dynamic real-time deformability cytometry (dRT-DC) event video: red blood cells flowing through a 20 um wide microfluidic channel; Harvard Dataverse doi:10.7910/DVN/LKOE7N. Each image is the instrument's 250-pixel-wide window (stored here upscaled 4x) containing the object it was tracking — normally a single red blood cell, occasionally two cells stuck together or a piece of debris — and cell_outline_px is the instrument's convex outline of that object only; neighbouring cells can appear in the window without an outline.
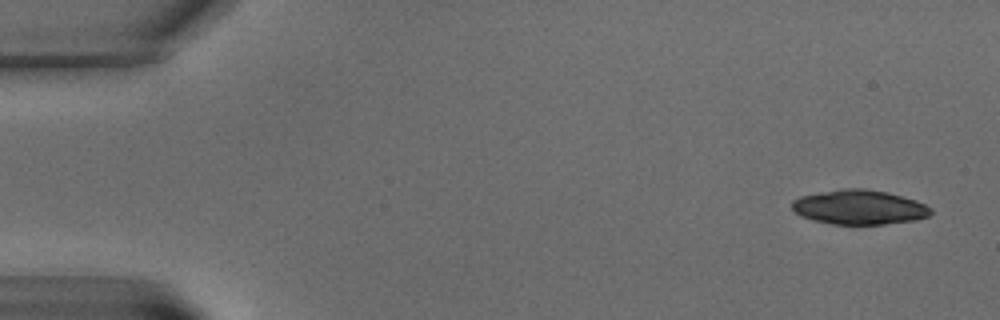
{"species": "common noctule bat (a hibernating species)", "species_latin": "Nyctalus noctula", "temperature_condition": "warm", "stored_images_in_passage": 7, "camera_frame_rate_fps": 3000, "um_per_image_px": 0.085, "animal": {"sex": "male", "body_mass_g": 15.6}, "frame": {"image": 1, "passage_image": 1, "time_ms": 0.0, "image_size_px": [1000, 320], "cell_outline_px": [[932, 212], [928, 216], [916, 220], [884, 224], [832, 224], [812, 220], [800, 216], [792, 208], [792, 200], [800, 196], [840, 188], [864, 188], [888, 192], [916, 200], [932, 208]], "centroid_in_image_um": [73.03, 17.6], "position_along_channel_um": 12.0, "area_um2": 28.09}}
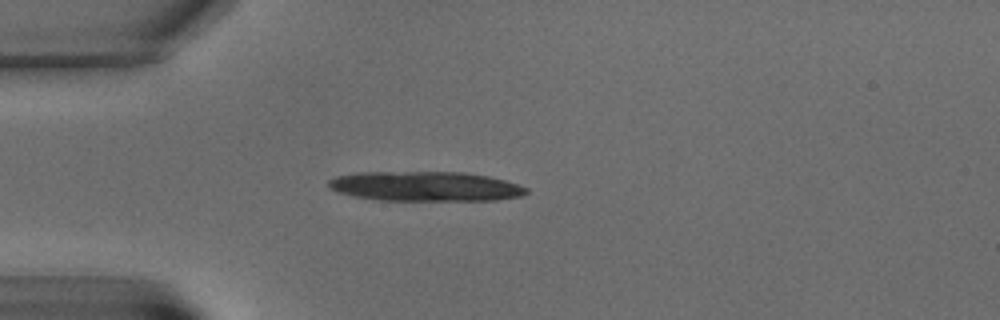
{"frame": {"image": 2, "passage_image": 5, "time_ms": 5.333, "image_size_px": [1000, 320], "cell_outline_px": [[528, 192], [524, 196], [496, 200], [380, 200], [352, 196], [336, 192], [328, 188], [328, 180], [336, 176], [356, 172], [464, 172], [488, 176], [504, 180], [528, 188]], "centroid_in_image_um": [36.12, 15.84], "position_along_channel_um": 48.9, "area_um2": 34.45}}